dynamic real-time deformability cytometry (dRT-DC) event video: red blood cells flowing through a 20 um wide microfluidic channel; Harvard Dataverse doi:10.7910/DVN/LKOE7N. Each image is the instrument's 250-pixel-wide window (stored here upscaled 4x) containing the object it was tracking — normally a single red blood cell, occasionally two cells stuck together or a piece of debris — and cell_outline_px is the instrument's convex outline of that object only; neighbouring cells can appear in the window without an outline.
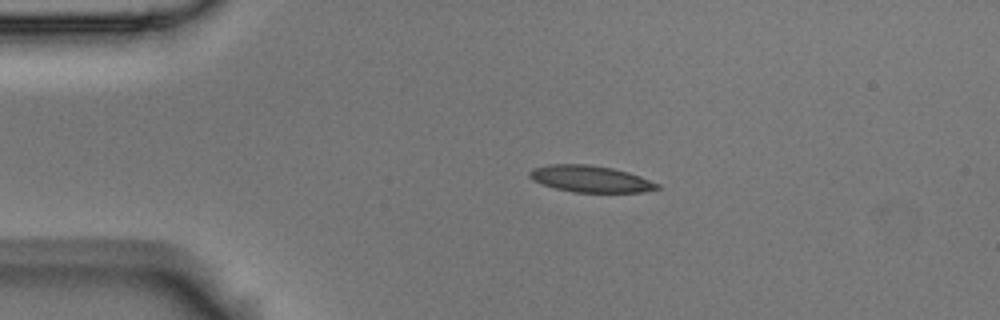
{"species": "Egyptian fruit bat (a non-hibernating species)", "species_latin": "Rousettus aegyptiacus", "temperature_condition": "room temperature", "stored_images_in_passage": 3, "camera_frame_rate_fps": 3000, "um_per_image_px": 0.085, "animal": {"sex": "male"}, "frame": {"image": 1, "passage_image": 2, "time_ms": 0.333, "image_size_px": [1000, 320], "cell_outline_px": [[660, 188], [644, 192], [572, 192], [556, 188], [532, 180], [528, 176], [528, 172], [532, 168], [548, 164], [588, 164], [612, 168], [628, 172], [640, 176], [660, 184]], "centroid_in_image_um": [50.18, 15.2], "position_along_channel_um": 34.8, "area_um2": 19.83}}